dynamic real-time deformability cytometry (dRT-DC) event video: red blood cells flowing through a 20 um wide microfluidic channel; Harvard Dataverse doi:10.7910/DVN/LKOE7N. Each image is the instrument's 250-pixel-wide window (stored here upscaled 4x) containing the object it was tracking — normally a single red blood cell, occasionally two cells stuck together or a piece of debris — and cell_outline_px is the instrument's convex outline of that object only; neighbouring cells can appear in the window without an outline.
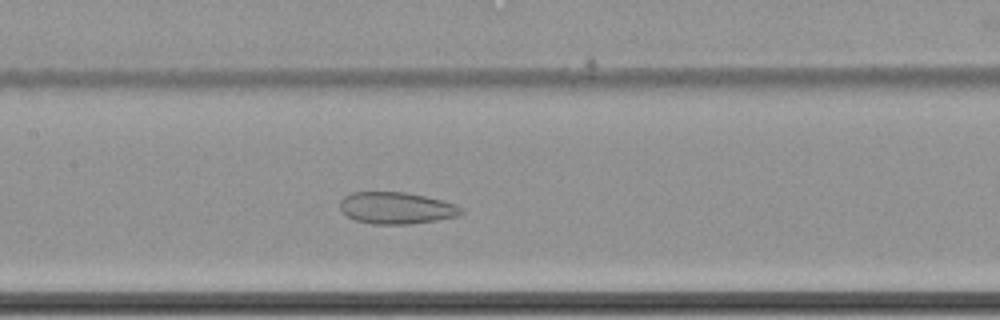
{"species": "common noctule bat (a hibernating species)", "species_latin": "Nyctalus noctula", "temperature_condition": "cold", "stored_images_in_passage": 62, "camera_frame_rate_fps": 3000, "um_per_image_px": 0.085, "animal": {"sex": "female", "body_mass_g": 22.7, "forearm_length_mm": 54.2}, "frame": {"image": 1, "passage_image": 32, "time_ms": 10.333, "image_size_px": [1000, 320], "cell_outline_px": [[464, 212], [456, 216], [436, 220], [412, 224], [372, 224], [356, 220], [348, 216], [340, 208], [340, 200], [344, 196], [352, 192], [404, 192], [424, 196], [456, 204], [464, 208]], "centroid_in_image_um": [33.7, 17.68], "position_along_channel_um": 173.7, "area_um2": 22.37}}
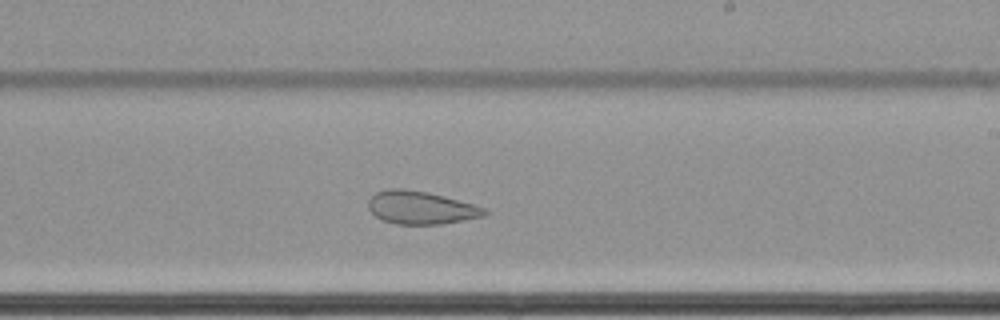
{"frame": {"image": 2, "passage_image": 39, "time_ms": 12.667, "image_size_px": [1000, 320], "cell_outline_px": [[488, 212], [484, 216], [444, 224], [396, 224], [384, 220], [376, 216], [368, 208], [368, 200], [376, 192], [388, 188], [404, 188], [428, 192], [444, 196], [472, 204], [484, 208]], "centroid_in_image_um": [35.75, 17.64], "position_along_channel_um": 253.2, "area_um2": 22.25}}
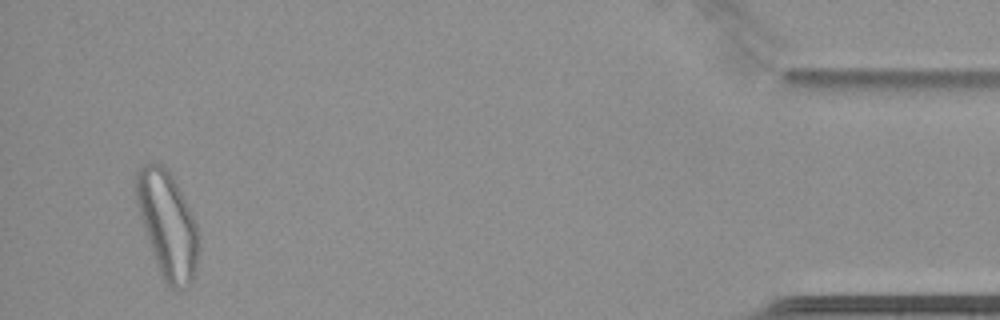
{"frame": {"image": 3, "passage_image": 60, "time_ms": 19.667, "image_size_px": [1000, 320], "cell_outline_px": [[200, 248], [196, 272], [192, 280], [184, 288], [168, 288], [160, 276], [136, 204], [136, 172], [144, 164], [164, 164], [168, 168], [196, 224], [200, 240]], "centroid_in_image_um": [14.25, 19.15], "position_along_channel_um": 421.0, "area_um2": 38.55}}